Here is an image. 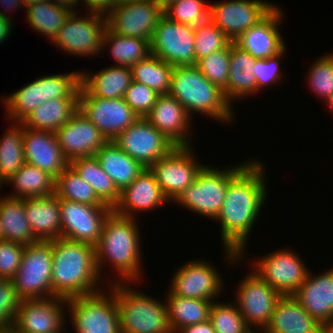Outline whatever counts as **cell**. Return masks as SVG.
<instances>
[{
  "label": "cell",
  "mask_w": 333,
  "mask_h": 333,
  "mask_svg": "<svg viewBox=\"0 0 333 333\" xmlns=\"http://www.w3.org/2000/svg\"><path fill=\"white\" fill-rule=\"evenodd\" d=\"M264 167L261 160L253 158L229 183L221 210L215 219L220 224L224 259L230 264H240L246 259L245 249L248 247L250 232L267 200L269 190H266Z\"/></svg>",
  "instance_id": "6da1fadb"
},
{
  "label": "cell",
  "mask_w": 333,
  "mask_h": 333,
  "mask_svg": "<svg viewBox=\"0 0 333 333\" xmlns=\"http://www.w3.org/2000/svg\"><path fill=\"white\" fill-rule=\"evenodd\" d=\"M137 222V218L122 216L112 210L103 224L100 240L95 246L96 267L101 279L102 276L105 278L101 273L106 263L116 271L114 280H107L110 285L137 283L143 277L142 238Z\"/></svg>",
  "instance_id": "7a4b0ae2"
},
{
  "label": "cell",
  "mask_w": 333,
  "mask_h": 333,
  "mask_svg": "<svg viewBox=\"0 0 333 333\" xmlns=\"http://www.w3.org/2000/svg\"><path fill=\"white\" fill-rule=\"evenodd\" d=\"M103 281L96 267L94 245L64 238L52 240L53 296L70 299L93 294L104 289Z\"/></svg>",
  "instance_id": "3957f363"
},
{
  "label": "cell",
  "mask_w": 333,
  "mask_h": 333,
  "mask_svg": "<svg viewBox=\"0 0 333 333\" xmlns=\"http://www.w3.org/2000/svg\"><path fill=\"white\" fill-rule=\"evenodd\" d=\"M168 94L176 98L191 117L203 113L219 123L235 122L233 106L223 90L210 82L195 65L173 68Z\"/></svg>",
  "instance_id": "277c9868"
},
{
  "label": "cell",
  "mask_w": 333,
  "mask_h": 333,
  "mask_svg": "<svg viewBox=\"0 0 333 333\" xmlns=\"http://www.w3.org/2000/svg\"><path fill=\"white\" fill-rule=\"evenodd\" d=\"M134 283H114L113 294L119 310L121 333H173L165 299L153 298Z\"/></svg>",
  "instance_id": "5b68a950"
},
{
  "label": "cell",
  "mask_w": 333,
  "mask_h": 333,
  "mask_svg": "<svg viewBox=\"0 0 333 333\" xmlns=\"http://www.w3.org/2000/svg\"><path fill=\"white\" fill-rule=\"evenodd\" d=\"M80 70L41 76L17 89L9 96L1 97L6 117L10 122H21L38 105L54 98H79Z\"/></svg>",
  "instance_id": "8992f818"
},
{
  "label": "cell",
  "mask_w": 333,
  "mask_h": 333,
  "mask_svg": "<svg viewBox=\"0 0 333 333\" xmlns=\"http://www.w3.org/2000/svg\"><path fill=\"white\" fill-rule=\"evenodd\" d=\"M223 167L204 165L194 182L186 187L172 202L195 214L215 220L219 214L229 183L251 162Z\"/></svg>",
  "instance_id": "52a82bcc"
},
{
  "label": "cell",
  "mask_w": 333,
  "mask_h": 333,
  "mask_svg": "<svg viewBox=\"0 0 333 333\" xmlns=\"http://www.w3.org/2000/svg\"><path fill=\"white\" fill-rule=\"evenodd\" d=\"M93 294L67 299V310L75 333H121L113 284ZM107 292V293H106Z\"/></svg>",
  "instance_id": "ba28073f"
},
{
  "label": "cell",
  "mask_w": 333,
  "mask_h": 333,
  "mask_svg": "<svg viewBox=\"0 0 333 333\" xmlns=\"http://www.w3.org/2000/svg\"><path fill=\"white\" fill-rule=\"evenodd\" d=\"M52 241L25 245L22 261L11 279L22 300L53 297Z\"/></svg>",
  "instance_id": "9c48e42d"
},
{
  "label": "cell",
  "mask_w": 333,
  "mask_h": 333,
  "mask_svg": "<svg viewBox=\"0 0 333 333\" xmlns=\"http://www.w3.org/2000/svg\"><path fill=\"white\" fill-rule=\"evenodd\" d=\"M78 13L80 12H71L52 42L60 51L91 58L103 51V37L107 29L106 14L87 11L88 15L81 17Z\"/></svg>",
  "instance_id": "30bf717a"
},
{
  "label": "cell",
  "mask_w": 333,
  "mask_h": 333,
  "mask_svg": "<svg viewBox=\"0 0 333 333\" xmlns=\"http://www.w3.org/2000/svg\"><path fill=\"white\" fill-rule=\"evenodd\" d=\"M163 15L157 0L119 2L106 14L107 27L121 36L151 41Z\"/></svg>",
  "instance_id": "8fae6325"
},
{
  "label": "cell",
  "mask_w": 333,
  "mask_h": 333,
  "mask_svg": "<svg viewBox=\"0 0 333 333\" xmlns=\"http://www.w3.org/2000/svg\"><path fill=\"white\" fill-rule=\"evenodd\" d=\"M193 147L175 146L148 168L170 202L194 182L204 166L196 160Z\"/></svg>",
  "instance_id": "7c38bea8"
},
{
  "label": "cell",
  "mask_w": 333,
  "mask_h": 333,
  "mask_svg": "<svg viewBox=\"0 0 333 333\" xmlns=\"http://www.w3.org/2000/svg\"><path fill=\"white\" fill-rule=\"evenodd\" d=\"M245 276L237 285L234 303L251 329H265L282 295L255 271Z\"/></svg>",
  "instance_id": "4fadbf2b"
},
{
  "label": "cell",
  "mask_w": 333,
  "mask_h": 333,
  "mask_svg": "<svg viewBox=\"0 0 333 333\" xmlns=\"http://www.w3.org/2000/svg\"><path fill=\"white\" fill-rule=\"evenodd\" d=\"M151 54L176 66L196 64L194 28L163 15L150 41Z\"/></svg>",
  "instance_id": "5bb4252c"
},
{
  "label": "cell",
  "mask_w": 333,
  "mask_h": 333,
  "mask_svg": "<svg viewBox=\"0 0 333 333\" xmlns=\"http://www.w3.org/2000/svg\"><path fill=\"white\" fill-rule=\"evenodd\" d=\"M302 258L288 248L279 249L254 260L251 270L281 295H293L305 281L309 269Z\"/></svg>",
  "instance_id": "9a60e30c"
},
{
  "label": "cell",
  "mask_w": 333,
  "mask_h": 333,
  "mask_svg": "<svg viewBox=\"0 0 333 333\" xmlns=\"http://www.w3.org/2000/svg\"><path fill=\"white\" fill-rule=\"evenodd\" d=\"M65 310L67 299L57 296L22 300L11 329L15 333H65Z\"/></svg>",
  "instance_id": "2e32d148"
},
{
  "label": "cell",
  "mask_w": 333,
  "mask_h": 333,
  "mask_svg": "<svg viewBox=\"0 0 333 333\" xmlns=\"http://www.w3.org/2000/svg\"><path fill=\"white\" fill-rule=\"evenodd\" d=\"M110 206H94L60 199L61 238L96 246Z\"/></svg>",
  "instance_id": "e0dca14e"
},
{
  "label": "cell",
  "mask_w": 333,
  "mask_h": 333,
  "mask_svg": "<svg viewBox=\"0 0 333 333\" xmlns=\"http://www.w3.org/2000/svg\"><path fill=\"white\" fill-rule=\"evenodd\" d=\"M276 4L264 0H227L210 5L209 19L234 42L244 31L259 23Z\"/></svg>",
  "instance_id": "ac0fdd59"
},
{
  "label": "cell",
  "mask_w": 333,
  "mask_h": 333,
  "mask_svg": "<svg viewBox=\"0 0 333 333\" xmlns=\"http://www.w3.org/2000/svg\"><path fill=\"white\" fill-rule=\"evenodd\" d=\"M113 142L145 168H149L175 147L145 117H140L131 124Z\"/></svg>",
  "instance_id": "d6986e66"
},
{
  "label": "cell",
  "mask_w": 333,
  "mask_h": 333,
  "mask_svg": "<svg viewBox=\"0 0 333 333\" xmlns=\"http://www.w3.org/2000/svg\"><path fill=\"white\" fill-rule=\"evenodd\" d=\"M201 260L185 262L176 269L169 287L174 295L190 299L218 300L217 296L221 295L224 289L220 271L208 261Z\"/></svg>",
  "instance_id": "ffe728a7"
},
{
  "label": "cell",
  "mask_w": 333,
  "mask_h": 333,
  "mask_svg": "<svg viewBox=\"0 0 333 333\" xmlns=\"http://www.w3.org/2000/svg\"><path fill=\"white\" fill-rule=\"evenodd\" d=\"M79 110L108 141H113L140 118L124 98L103 99L92 95H79Z\"/></svg>",
  "instance_id": "44dd1931"
},
{
  "label": "cell",
  "mask_w": 333,
  "mask_h": 333,
  "mask_svg": "<svg viewBox=\"0 0 333 333\" xmlns=\"http://www.w3.org/2000/svg\"><path fill=\"white\" fill-rule=\"evenodd\" d=\"M175 146H191L192 117L183 105L169 94L159 95L145 117Z\"/></svg>",
  "instance_id": "7402d4cb"
},
{
  "label": "cell",
  "mask_w": 333,
  "mask_h": 333,
  "mask_svg": "<svg viewBox=\"0 0 333 333\" xmlns=\"http://www.w3.org/2000/svg\"><path fill=\"white\" fill-rule=\"evenodd\" d=\"M55 135L69 162L77 157L94 156L108 141L79 109L55 132Z\"/></svg>",
  "instance_id": "603a6c76"
},
{
  "label": "cell",
  "mask_w": 333,
  "mask_h": 333,
  "mask_svg": "<svg viewBox=\"0 0 333 333\" xmlns=\"http://www.w3.org/2000/svg\"><path fill=\"white\" fill-rule=\"evenodd\" d=\"M282 17L284 14L278 5L259 23L244 31L234 43L256 59L277 55L286 47L279 30Z\"/></svg>",
  "instance_id": "cb8c5ba5"
},
{
  "label": "cell",
  "mask_w": 333,
  "mask_h": 333,
  "mask_svg": "<svg viewBox=\"0 0 333 333\" xmlns=\"http://www.w3.org/2000/svg\"><path fill=\"white\" fill-rule=\"evenodd\" d=\"M168 202L171 203L164 195L154 175L146 168L120 192L119 201L112 210L119 215L135 218L137 212H151Z\"/></svg>",
  "instance_id": "d4e9b609"
},
{
  "label": "cell",
  "mask_w": 333,
  "mask_h": 333,
  "mask_svg": "<svg viewBox=\"0 0 333 333\" xmlns=\"http://www.w3.org/2000/svg\"><path fill=\"white\" fill-rule=\"evenodd\" d=\"M23 150L26 163L49 173L55 179L70 165L55 132L24 128Z\"/></svg>",
  "instance_id": "484cf974"
},
{
  "label": "cell",
  "mask_w": 333,
  "mask_h": 333,
  "mask_svg": "<svg viewBox=\"0 0 333 333\" xmlns=\"http://www.w3.org/2000/svg\"><path fill=\"white\" fill-rule=\"evenodd\" d=\"M310 272L293 296L322 324L333 319V267L314 277Z\"/></svg>",
  "instance_id": "4316f807"
},
{
  "label": "cell",
  "mask_w": 333,
  "mask_h": 333,
  "mask_svg": "<svg viewBox=\"0 0 333 333\" xmlns=\"http://www.w3.org/2000/svg\"><path fill=\"white\" fill-rule=\"evenodd\" d=\"M264 331L265 333H321V324L293 295H282Z\"/></svg>",
  "instance_id": "83f0119b"
},
{
  "label": "cell",
  "mask_w": 333,
  "mask_h": 333,
  "mask_svg": "<svg viewBox=\"0 0 333 333\" xmlns=\"http://www.w3.org/2000/svg\"><path fill=\"white\" fill-rule=\"evenodd\" d=\"M30 229L38 241L61 238L60 199L55 195L24 199Z\"/></svg>",
  "instance_id": "f1b7e54d"
},
{
  "label": "cell",
  "mask_w": 333,
  "mask_h": 333,
  "mask_svg": "<svg viewBox=\"0 0 333 333\" xmlns=\"http://www.w3.org/2000/svg\"><path fill=\"white\" fill-rule=\"evenodd\" d=\"M132 82L130 67L110 65L99 72H80L79 95H92L103 99L124 98Z\"/></svg>",
  "instance_id": "f546056e"
},
{
  "label": "cell",
  "mask_w": 333,
  "mask_h": 333,
  "mask_svg": "<svg viewBox=\"0 0 333 333\" xmlns=\"http://www.w3.org/2000/svg\"><path fill=\"white\" fill-rule=\"evenodd\" d=\"M256 60L234 42L230 44L229 77L223 93L231 105L236 100L257 94L253 68Z\"/></svg>",
  "instance_id": "4dcf8cb0"
},
{
  "label": "cell",
  "mask_w": 333,
  "mask_h": 333,
  "mask_svg": "<svg viewBox=\"0 0 333 333\" xmlns=\"http://www.w3.org/2000/svg\"><path fill=\"white\" fill-rule=\"evenodd\" d=\"M94 156L119 192L146 170L140 162L122 151L113 141H107Z\"/></svg>",
  "instance_id": "1f68e13d"
},
{
  "label": "cell",
  "mask_w": 333,
  "mask_h": 333,
  "mask_svg": "<svg viewBox=\"0 0 333 333\" xmlns=\"http://www.w3.org/2000/svg\"><path fill=\"white\" fill-rule=\"evenodd\" d=\"M79 109V98H54L38 105L20 123L24 128L56 132Z\"/></svg>",
  "instance_id": "d6a6232c"
},
{
  "label": "cell",
  "mask_w": 333,
  "mask_h": 333,
  "mask_svg": "<svg viewBox=\"0 0 333 333\" xmlns=\"http://www.w3.org/2000/svg\"><path fill=\"white\" fill-rule=\"evenodd\" d=\"M0 239L24 245L38 242L26 218L24 199L0 194Z\"/></svg>",
  "instance_id": "836d02e7"
},
{
  "label": "cell",
  "mask_w": 333,
  "mask_h": 333,
  "mask_svg": "<svg viewBox=\"0 0 333 333\" xmlns=\"http://www.w3.org/2000/svg\"><path fill=\"white\" fill-rule=\"evenodd\" d=\"M216 300L190 299L176 296L170 290L165 297L167 314L172 332L188 325L209 320L210 308Z\"/></svg>",
  "instance_id": "e575fe53"
},
{
  "label": "cell",
  "mask_w": 333,
  "mask_h": 333,
  "mask_svg": "<svg viewBox=\"0 0 333 333\" xmlns=\"http://www.w3.org/2000/svg\"><path fill=\"white\" fill-rule=\"evenodd\" d=\"M5 184L14 187V191L7 195L13 198L47 197L55 194V178L26 162Z\"/></svg>",
  "instance_id": "d590c367"
},
{
  "label": "cell",
  "mask_w": 333,
  "mask_h": 333,
  "mask_svg": "<svg viewBox=\"0 0 333 333\" xmlns=\"http://www.w3.org/2000/svg\"><path fill=\"white\" fill-rule=\"evenodd\" d=\"M26 22L29 27L39 35L43 34L50 42L58 34L65 20L73 10L70 8L55 4L51 0L35 2L25 6Z\"/></svg>",
  "instance_id": "8d00e7d4"
},
{
  "label": "cell",
  "mask_w": 333,
  "mask_h": 333,
  "mask_svg": "<svg viewBox=\"0 0 333 333\" xmlns=\"http://www.w3.org/2000/svg\"><path fill=\"white\" fill-rule=\"evenodd\" d=\"M70 166L87 182L96 195L110 207L119 201L120 192L112 179L105 173L95 156L77 157L70 161Z\"/></svg>",
  "instance_id": "74e56055"
},
{
  "label": "cell",
  "mask_w": 333,
  "mask_h": 333,
  "mask_svg": "<svg viewBox=\"0 0 333 333\" xmlns=\"http://www.w3.org/2000/svg\"><path fill=\"white\" fill-rule=\"evenodd\" d=\"M107 47L117 66L131 67L151 54L150 41L121 36L108 27L103 37L102 50Z\"/></svg>",
  "instance_id": "f35d334b"
},
{
  "label": "cell",
  "mask_w": 333,
  "mask_h": 333,
  "mask_svg": "<svg viewBox=\"0 0 333 333\" xmlns=\"http://www.w3.org/2000/svg\"><path fill=\"white\" fill-rule=\"evenodd\" d=\"M0 138V184L3 186L26 162L23 150V125L11 122Z\"/></svg>",
  "instance_id": "ab89813d"
},
{
  "label": "cell",
  "mask_w": 333,
  "mask_h": 333,
  "mask_svg": "<svg viewBox=\"0 0 333 333\" xmlns=\"http://www.w3.org/2000/svg\"><path fill=\"white\" fill-rule=\"evenodd\" d=\"M132 80L149 86L159 95L168 94L170 90L173 66L150 54L146 59L130 67Z\"/></svg>",
  "instance_id": "60d3db41"
},
{
  "label": "cell",
  "mask_w": 333,
  "mask_h": 333,
  "mask_svg": "<svg viewBox=\"0 0 333 333\" xmlns=\"http://www.w3.org/2000/svg\"><path fill=\"white\" fill-rule=\"evenodd\" d=\"M55 195L59 199L68 201L94 206H109L96 195L93 188L81 179L70 165L55 179Z\"/></svg>",
  "instance_id": "b9f144b4"
},
{
  "label": "cell",
  "mask_w": 333,
  "mask_h": 333,
  "mask_svg": "<svg viewBox=\"0 0 333 333\" xmlns=\"http://www.w3.org/2000/svg\"><path fill=\"white\" fill-rule=\"evenodd\" d=\"M209 320L215 333H247L251 329L234 302L214 301Z\"/></svg>",
  "instance_id": "7bdbcfd3"
},
{
  "label": "cell",
  "mask_w": 333,
  "mask_h": 333,
  "mask_svg": "<svg viewBox=\"0 0 333 333\" xmlns=\"http://www.w3.org/2000/svg\"><path fill=\"white\" fill-rule=\"evenodd\" d=\"M164 15L172 21L195 28L209 19L210 4L205 0H179L170 4Z\"/></svg>",
  "instance_id": "ee69618b"
},
{
  "label": "cell",
  "mask_w": 333,
  "mask_h": 333,
  "mask_svg": "<svg viewBox=\"0 0 333 333\" xmlns=\"http://www.w3.org/2000/svg\"><path fill=\"white\" fill-rule=\"evenodd\" d=\"M307 70L308 87L322 100H327L333 95V53H326L315 60Z\"/></svg>",
  "instance_id": "f6af8a7d"
},
{
  "label": "cell",
  "mask_w": 333,
  "mask_h": 333,
  "mask_svg": "<svg viewBox=\"0 0 333 333\" xmlns=\"http://www.w3.org/2000/svg\"><path fill=\"white\" fill-rule=\"evenodd\" d=\"M196 61L227 48L232 41L210 19L194 28Z\"/></svg>",
  "instance_id": "bcb514c9"
},
{
  "label": "cell",
  "mask_w": 333,
  "mask_h": 333,
  "mask_svg": "<svg viewBox=\"0 0 333 333\" xmlns=\"http://www.w3.org/2000/svg\"><path fill=\"white\" fill-rule=\"evenodd\" d=\"M195 66L202 74L221 90L227 87L230 66V45L197 60Z\"/></svg>",
  "instance_id": "7dc6e473"
},
{
  "label": "cell",
  "mask_w": 333,
  "mask_h": 333,
  "mask_svg": "<svg viewBox=\"0 0 333 333\" xmlns=\"http://www.w3.org/2000/svg\"><path fill=\"white\" fill-rule=\"evenodd\" d=\"M287 46L277 55L266 59H257L253 66L254 77L257 83V93L261 92L271 85H276L283 80L282 69L280 63L285 56ZM281 59V60H280ZM280 62V63H279Z\"/></svg>",
  "instance_id": "c3c4849f"
},
{
  "label": "cell",
  "mask_w": 333,
  "mask_h": 333,
  "mask_svg": "<svg viewBox=\"0 0 333 333\" xmlns=\"http://www.w3.org/2000/svg\"><path fill=\"white\" fill-rule=\"evenodd\" d=\"M22 299L11 279H0V330L12 328Z\"/></svg>",
  "instance_id": "681fc988"
},
{
  "label": "cell",
  "mask_w": 333,
  "mask_h": 333,
  "mask_svg": "<svg viewBox=\"0 0 333 333\" xmlns=\"http://www.w3.org/2000/svg\"><path fill=\"white\" fill-rule=\"evenodd\" d=\"M159 94L149 86L132 80L124 100L139 117H146L156 103Z\"/></svg>",
  "instance_id": "f907efd6"
},
{
  "label": "cell",
  "mask_w": 333,
  "mask_h": 333,
  "mask_svg": "<svg viewBox=\"0 0 333 333\" xmlns=\"http://www.w3.org/2000/svg\"><path fill=\"white\" fill-rule=\"evenodd\" d=\"M25 245L0 239V279H12L20 266Z\"/></svg>",
  "instance_id": "816d5d0a"
},
{
  "label": "cell",
  "mask_w": 333,
  "mask_h": 333,
  "mask_svg": "<svg viewBox=\"0 0 333 333\" xmlns=\"http://www.w3.org/2000/svg\"><path fill=\"white\" fill-rule=\"evenodd\" d=\"M82 5L90 12L107 14L119 0H81Z\"/></svg>",
  "instance_id": "f5cc1de1"
},
{
  "label": "cell",
  "mask_w": 333,
  "mask_h": 333,
  "mask_svg": "<svg viewBox=\"0 0 333 333\" xmlns=\"http://www.w3.org/2000/svg\"><path fill=\"white\" fill-rule=\"evenodd\" d=\"M174 333H215V330L211 321L208 320L203 323L188 325L183 328H179Z\"/></svg>",
  "instance_id": "db71d44e"
},
{
  "label": "cell",
  "mask_w": 333,
  "mask_h": 333,
  "mask_svg": "<svg viewBox=\"0 0 333 333\" xmlns=\"http://www.w3.org/2000/svg\"><path fill=\"white\" fill-rule=\"evenodd\" d=\"M0 3H1V6H3V9L5 11L4 12L3 10H0V15L7 20H12L9 18L11 15H8V14H11L12 10L16 11L15 9L16 8L19 9V7H21L22 9L24 7V10H25V6H26L24 0H0ZM8 11H9V13H8ZM6 12H7V14H6Z\"/></svg>",
  "instance_id": "11a10c76"
},
{
  "label": "cell",
  "mask_w": 333,
  "mask_h": 333,
  "mask_svg": "<svg viewBox=\"0 0 333 333\" xmlns=\"http://www.w3.org/2000/svg\"><path fill=\"white\" fill-rule=\"evenodd\" d=\"M12 22L13 21L7 20L0 15V45L11 36L14 27Z\"/></svg>",
  "instance_id": "9f6ffc18"
},
{
  "label": "cell",
  "mask_w": 333,
  "mask_h": 333,
  "mask_svg": "<svg viewBox=\"0 0 333 333\" xmlns=\"http://www.w3.org/2000/svg\"><path fill=\"white\" fill-rule=\"evenodd\" d=\"M55 4L63 5L70 8L73 11H77L78 9H74L77 7V4H81V0H51Z\"/></svg>",
  "instance_id": "6f0895ef"
},
{
  "label": "cell",
  "mask_w": 333,
  "mask_h": 333,
  "mask_svg": "<svg viewBox=\"0 0 333 333\" xmlns=\"http://www.w3.org/2000/svg\"><path fill=\"white\" fill-rule=\"evenodd\" d=\"M321 333H333V319L321 324Z\"/></svg>",
  "instance_id": "680465c9"
},
{
  "label": "cell",
  "mask_w": 333,
  "mask_h": 333,
  "mask_svg": "<svg viewBox=\"0 0 333 333\" xmlns=\"http://www.w3.org/2000/svg\"><path fill=\"white\" fill-rule=\"evenodd\" d=\"M179 0H157L159 5L165 10L170 4L175 3Z\"/></svg>",
  "instance_id": "91938a15"
},
{
  "label": "cell",
  "mask_w": 333,
  "mask_h": 333,
  "mask_svg": "<svg viewBox=\"0 0 333 333\" xmlns=\"http://www.w3.org/2000/svg\"><path fill=\"white\" fill-rule=\"evenodd\" d=\"M326 105H328L329 110L333 113V95L327 100Z\"/></svg>",
  "instance_id": "94428289"
},
{
  "label": "cell",
  "mask_w": 333,
  "mask_h": 333,
  "mask_svg": "<svg viewBox=\"0 0 333 333\" xmlns=\"http://www.w3.org/2000/svg\"><path fill=\"white\" fill-rule=\"evenodd\" d=\"M257 331L258 329H256V331L255 329H250L247 333H265L264 329H259V331Z\"/></svg>",
  "instance_id": "6125c7cd"
},
{
  "label": "cell",
  "mask_w": 333,
  "mask_h": 333,
  "mask_svg": "<svg viewBox=\"0 0 333 333\" xmlns=\"http://www.w3.org/2000/svg\"><path fill=\"white\" fill-rule=\"evenodd\" d=\"M24 1H25L26 6H27L29 4H32V3H35V2H40V1H45V0H24Z\"/></svg>",
  "instance_id": "be15d7a7"
},
{
  "label": "cell",
  "mask_w": 333,
  "mask_h": 333,
  "mask_svg": "<svg viewBox=\"0 0 333 333\" xmlns=\"http://www.w3.org/2000/svg\"><path fill=\"white\" fill-rule=\"evenodd\" d=\"M0 333H15L11 328L6 330H0Z\"/></svg>",
  "instance_id": "e7e4bbea"
},
{
  "label": "cell",
  "mask_w": 333,
  "mask_h": 333,
  "mask_svg": "<svg viewBox=\"0 0 333 333\" xmlns=\"http://www.w3.org/2000/svg\"><path fill=\"white\" fill-rule=\"evenodd\" d=\"M125 1H136V0H119V2H125Z\"/></svg>",
  "instance_id": "03108f58"
}]
</instances>
